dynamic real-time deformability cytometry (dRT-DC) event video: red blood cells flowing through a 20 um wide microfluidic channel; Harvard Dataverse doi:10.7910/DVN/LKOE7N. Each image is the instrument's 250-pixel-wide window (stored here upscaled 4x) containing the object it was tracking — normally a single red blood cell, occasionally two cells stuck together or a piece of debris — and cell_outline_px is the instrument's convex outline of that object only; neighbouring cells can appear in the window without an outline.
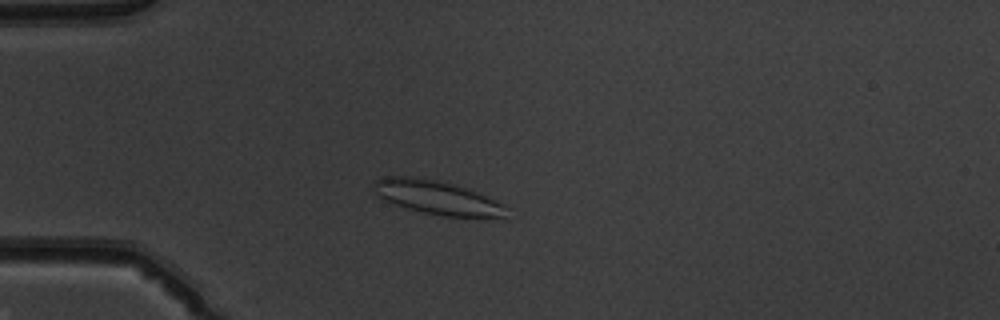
{"species": "common noctule bat (a hibernating species)", "species_latin": "Nyctalus noctula", "temperature_condition": "warm", "stored_images_in_passage": 49, "camera_frame_rate_fps": 3000, "um_per_image_px": 0.085, "animal": {"sex": "male", "body_mass_g": 19.5, "forearm_length_mm": 54.6}, "frame": {"image": 1, "passage_image": 12, "time_ms": 3.667, "image_size_px": [1000, 320], "cell_outline_px": [[508, 220], [444, 216], [424, 212], [408, 208], [384, 200], [376, 192], [372, 184], [376, 180], [384, 176], [416, 176], [436, 180], [452, 184], [476, 192], [504, 204]], "centroid_in_image_um": [37.24, 16.82], "position_along_channel_um": 47.8, "area_um2": 26.36}}
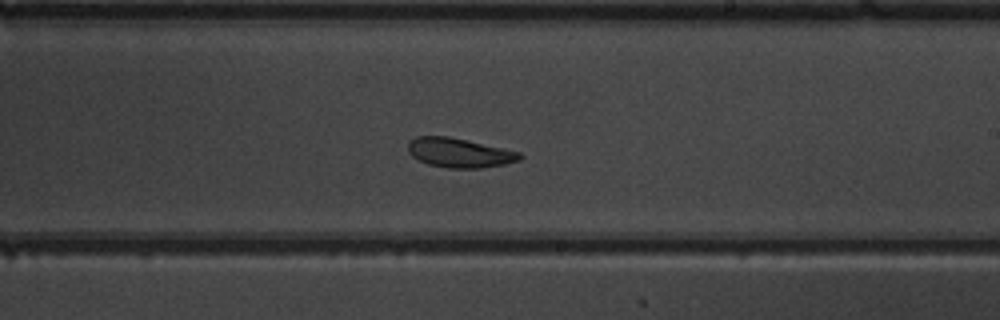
{"frame": {"image": 2, "passage_image": 29, "time_ms": 9.333, "image_size_px": [1000, 320], "cell_outline_px": [[524, 156], [520, 160], [504, 164], [480, 168], [448, 168], [428, 164], [412, 156], [408, 152], [408, 140], [416, 136], [448, 136], [520, 152]], "centroid_in_image_um": [39.03, 12.98], "position_along_channel_um": 250.0, "area_um2": 19.07}}
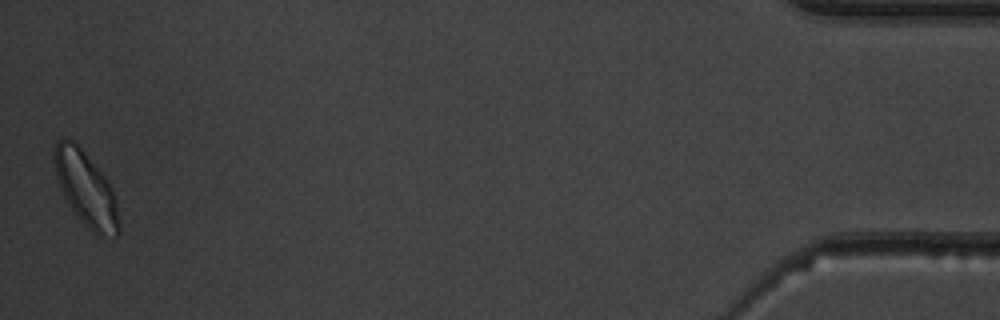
{"frame": {"image": 3, "passage_image": 49, "time_ms": 16.0, "image_size_px": [1000, 320], "cell_outline_px": [[120, 232], [116, 240], [96, 236], [92, 232], [72, 208], [64, 196], [60, 188], [56, 176], [52, 156], [56, 140], [64, 136], [72, 140], [80, 148], [108, 180], [112, 188], [116, 204], [120, 224]], "centroid_in_image_um": [7.32, 16.08], "position_along_channel_um": 427.9, "area_um2": 28.15}, "authors_computed_cell_mechanics": {"area_um2": 21.7906, "velocity_mm_per_s": 3.9379, "shape_relaxation_time_tau1_ms": 4.5393, "shape_relaxation_time_tau2_ms": 2.6887, "deformation_change_tau1": 0.1398, "deformation_change_tau2": 0.1068}}